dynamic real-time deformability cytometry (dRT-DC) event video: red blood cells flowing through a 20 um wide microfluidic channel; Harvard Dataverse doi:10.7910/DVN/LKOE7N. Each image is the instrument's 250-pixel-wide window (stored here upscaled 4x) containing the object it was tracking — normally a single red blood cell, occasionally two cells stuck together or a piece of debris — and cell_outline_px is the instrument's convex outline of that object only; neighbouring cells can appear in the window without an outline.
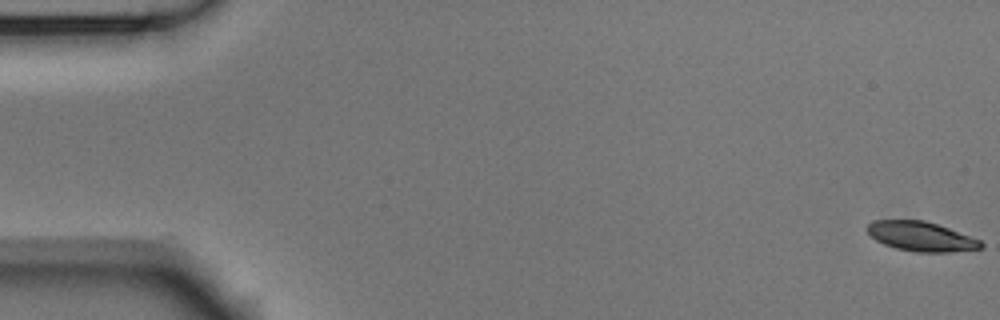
{"species": "Egyptian fruit bat (a non-hibernating species)", "species_latin": "Rousettus aegyptiacus", "temperature_condition": "room temperature", "stored_images_in_passage": 6, "camera_frame_rate_fps": 3000, "um_per_image_px": 0.085, "animal": {"sex": "male"}, "frame": {"image": 1, "passage_image": 1, "time_ms": 0.0, "image_size_px": [1000, 320], "cell_outline_px": [[984, 244], [980, 248], [948, 252], [916, 252], [896, 248], [884, 244], [876, 240], [864, 228], [872, 220], [924, 220], [948, 228], [980, 240]], "centroid_in_image_um": [78.24, 20.09], "position_along_channel_um": 6.8, "area_um2": 19.36}}